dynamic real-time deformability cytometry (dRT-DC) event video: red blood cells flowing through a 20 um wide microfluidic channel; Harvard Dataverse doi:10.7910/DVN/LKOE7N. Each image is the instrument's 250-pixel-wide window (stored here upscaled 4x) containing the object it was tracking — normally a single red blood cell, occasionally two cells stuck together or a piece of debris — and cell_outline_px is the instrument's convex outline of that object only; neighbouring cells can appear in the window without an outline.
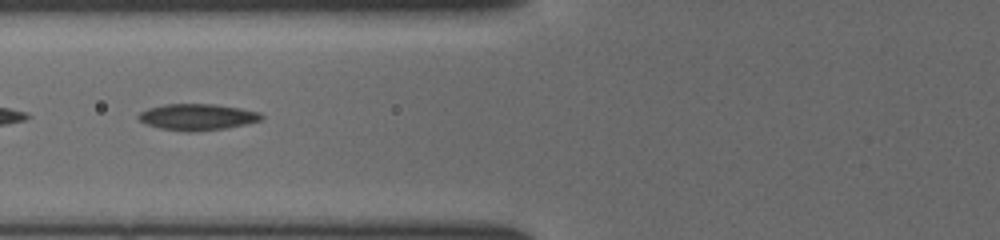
{"species": "common noctule bat (a hibernating species)", "species_latin": "Nyctalus noctula", "temperature_condition": "cold", "stored_images_in_passage": 34, "camera_frame_rate_fps": 3000, "um_per_image_px": 0.085, "animal": {"sex": "female", "body_mass_g": 19.5, "forearm_length_mm": 54.1}, "frame": {"image": 1, "passage_image": 6, "time_ms": 1.667, "image_size_px": [1000, 240], "cell_outline_px": [[264, 116], [260, 120], [244, 124], [224, 128], [196, 132], [188, 132], [160, 128], [144, 124], [136, 116], [140, 112], [148, 108], [164, 104], [216, 104], [240, 108], [260, 112]], "centroid_in_image_um": [16.73, 9.94], "position_along_channel_um": 109.1, "area_um2": 18.9}}
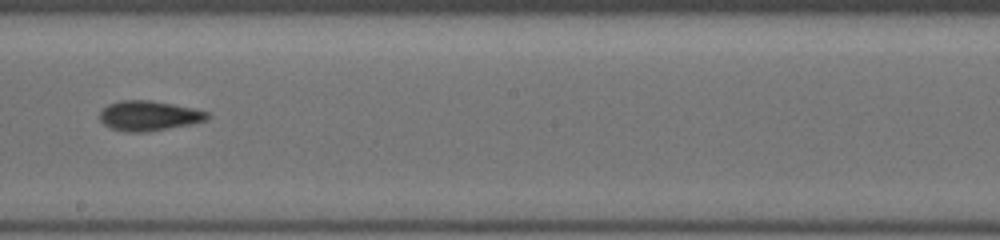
{"frame": {"image": 2, "passage_image": 15, "time_ms": 4.667, "image_size_px": [1000, 240], "cell_outline_px": [[208, 120], [192, 124], [148, 132], [128, 132], [112, 128], [104, 124], [100, 120], [100, 112], [108, 104], [120, 100], [152, 100], [192, 108], [208, 112]], "centroid_in_image_um": [12.66, 9.84], "position_along_channel_um": 235.5, "area_um2": 18.73}}
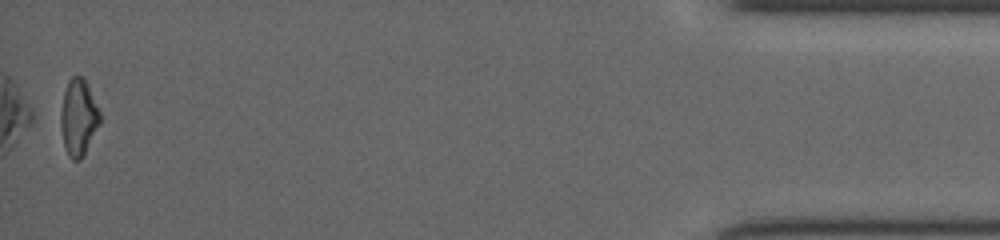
{"frame": {"image": 3, "passage_image": 34, "time_ms": 11.0, "image_size_px": [1000, 240], "cell_outline_px": [[100, 124], [80, 160], [72, 160], [68, 156], [64, 144], [60, 124], [60, 112], [64, 92], [68, 80], [72, 76], [84, 76], [100, 112]], "centroid_in_image_um": [6.66, 9.95], "position_along_channel_um": 428.5, "area_um2": 17.4}}